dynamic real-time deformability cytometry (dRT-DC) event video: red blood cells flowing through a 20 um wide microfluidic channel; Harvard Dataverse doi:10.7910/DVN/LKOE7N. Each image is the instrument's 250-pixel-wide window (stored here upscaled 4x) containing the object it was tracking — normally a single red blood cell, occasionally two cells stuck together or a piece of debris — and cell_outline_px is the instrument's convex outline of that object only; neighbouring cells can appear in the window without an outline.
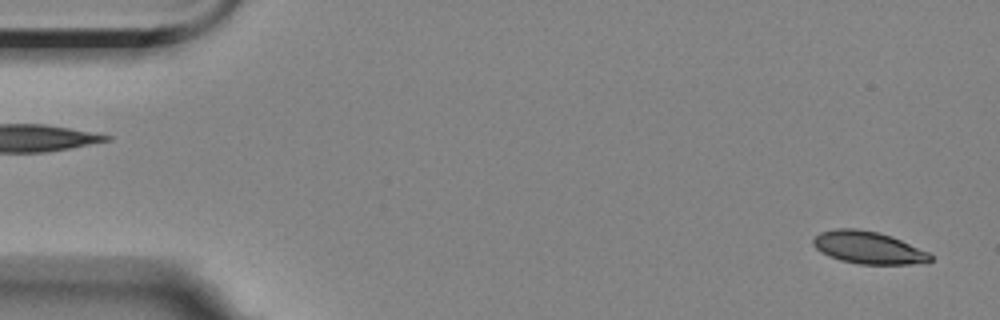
{"species": "Egyptian fruit bat (a non-hibernating species)", "species_latin": "Rousettus aegyptiacus", "temperature_condition": "room temperature", "stored_images_in_passage": 5, "segment_of_instrument_passage": [2, 2], "camera_frame_rate_fps": 3000, "um_per_image_px": 0.085, "animal": {"sex": "female"}, "frame": {"image": 1, "passage_image": 5, "time_ms": 5.333, "image_size_px": [1000, 320], "cell_outline_px": [[932, 260], [928, 264], [860, 264], [840, 260], [828, 256], [820, 252], [812, 244], [812, 240], [820, 232], [836, 228], [856, 228], [876, 232], [892, 236], [928, 252], [932, 256]], "centroid_in_image_um": [73.81, 21.05], "position_along_channel_um": 11.2, "area_um2": 22.25}}